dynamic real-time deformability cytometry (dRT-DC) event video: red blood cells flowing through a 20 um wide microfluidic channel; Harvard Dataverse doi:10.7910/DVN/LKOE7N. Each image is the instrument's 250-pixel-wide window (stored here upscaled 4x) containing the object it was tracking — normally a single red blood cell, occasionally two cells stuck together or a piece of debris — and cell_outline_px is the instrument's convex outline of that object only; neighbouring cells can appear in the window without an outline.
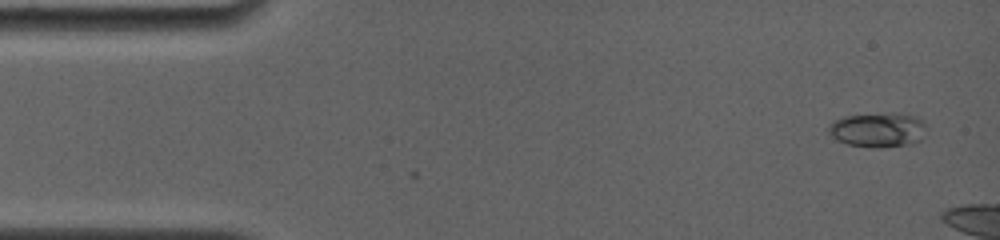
{"species": "common noctule bat (a hibernating species)", "species_latin": "Nyctalus noctula", "temperature_condition": "room temperature", "stored_images_in_passage": 2, "camera_frame_rate_fps": 4000, "um_per_image_px": 0.085, "animal": {"sex": "female", "body_mass_g": 19.0, "forearm_length_mm": 56.7}, "frame": {"image": 1, "passage_image": 2, "time_ms": 0.75, "image_size_px": [1000, 240], "cell_outline_px": [[924, 136], [920, 140], [912, 144], [880, 148], [876, 148], [848, 144], [832, 136], [828, 132], [828, 128], [832, 120], [844, 116], [892, 112], [896, 112], [920, 116], [924, 120]], "centroid_in_image_um": [74.67, 11.01], "position_along_channel_um": 10.3, "area_um2": 20.06}}